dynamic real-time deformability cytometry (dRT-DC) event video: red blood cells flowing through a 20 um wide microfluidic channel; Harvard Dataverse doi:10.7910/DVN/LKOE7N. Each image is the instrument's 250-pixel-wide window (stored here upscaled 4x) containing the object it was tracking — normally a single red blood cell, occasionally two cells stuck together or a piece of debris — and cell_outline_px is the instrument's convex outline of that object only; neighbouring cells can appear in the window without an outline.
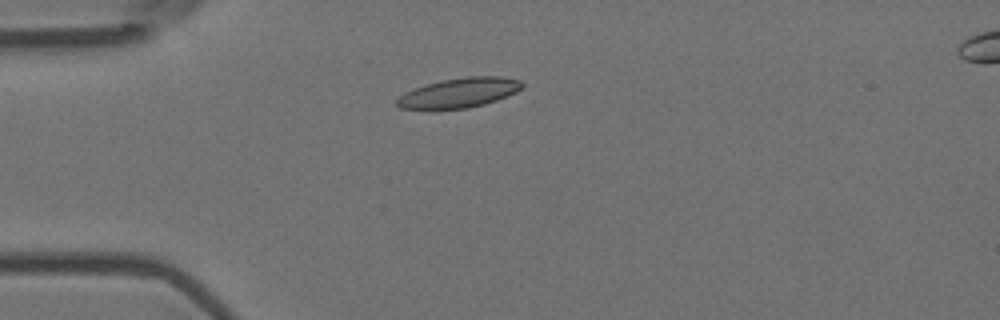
{"species": "Egyptian fruit bat (a non-hibernating species)", "species_latin": "Rousettus aegyptiacus", "temperature_condition": "room temperature", "stored_images_in_passage": 6, "camera_frame_rate_fps": 3000, "um_per_image_px": 0.085, "animal": {"sex": "female"}, "frame": {"image": 1, "passage_image": 3, "time_ms": 0.667, "image_size_px": [1000, 320], "cell_outline_px": [[524, 88], [516, 92], [496, 100], [484, 104], [468, 108], [400, 108], [396, 104], [396, 100], [404, 92], [440, 80], [464, 76], [504, 76], [520, 80], [524, 84]], "centroid_in_image_um": [39.09, 7.86], "position_along_channel_um": 45.9, "area_um2": 21.5}}
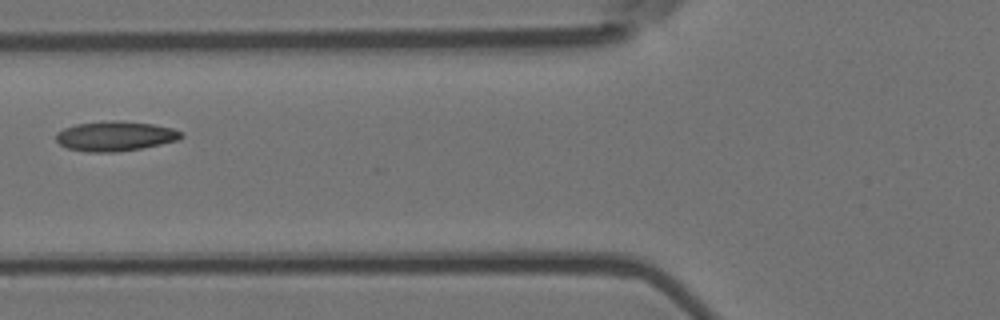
{"frame": {"image": 2, "passage_image": 5, "time_ms": 1.333, "image_size_px": [1000, 320], "cell_outline_px": [[184, 136], [176, 140], [160, 144], [140, 148], [116, 152], [88, 152], [68, 148], [60, 144], [56, 140], [56, 132], [64, 128], [76, 124], [112, 120], [120, 120], [152, 124], [172, 128], [184, 132]], "centroid_in_image_um": [9.79, 11.56], "position_along_channel_um": 116.0, "area_um2": 21.68}}